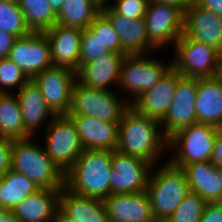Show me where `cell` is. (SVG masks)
I'll return each instance as SVG.
<instances>
[{
  "label": "cell",
  "mask_w": 222,
  "mask_h": 222,
  "mask_svg": "<svg viewBox=\"0 0 222 222\" xmlns=\"http://www.w3.org/2000/svg\"><path fill=\"white\" fill-rule=\"evenodd\" d=\"M116 150L158 166L156 163H159L161 155L164 156L169 150L168 139L162 132L160 121L139 114L130 106L119 122Z\"/></svg>",
  "instance_id": "6da1fadb"
},
{
  "label": "cell",
  "mask_w": 222,
  "mask_h": 222,
  "mask_svg": "<svg viewBox=\"0 0 222 222\" xmlns=\"http://www.w3.org/2000/svg\"><path fill=\"white\" fill-rule=\"evenodd\" d=\"M112 151L84 150L64 174V186L70 191L98 200L110 195Z\"/></svg>",
  "instance_id": "7a4b0ae2"
},
{
  "label": "cell",
  "mask_w": 222,
  "mask_h": 222,
  "mask_svg": "<svg viewBox=\"0 0 222 222\" xmlns=\"http://www.w3.org/2000/svg\"><path fill=\"white\" fill-rule=\"evenodd\" d=\"M33 139L13 140L11 169L25 175L41 189H62L64 173L47 155L44 146Z\"/></svg>",
  "instance_id": "3957f363"
},
{
  "label": "cell",
  "mask_w": 222,
  "mask_h": 222,
  "mask_svg": "<svg viewBox=\"0 0 222 222\" xmlns=\"http://www.w3.org/2000/svg\"><path fill=\"white\" fill-rule=\"evenodd\" d=\"M146 191L155 219L167 220L190 193L186 174L169 160L151 170Z\"/></svg>",
  "instance_id": "277c9868"
},
{
  "label": "cell",
  "mask_w": 222,
  "mask_h": 222,
  "mask_svg": "<svg viewBox=\"0 0 222 222\" xmlns=\"http://www.w3.org/2000/svg\"><path fill=\"white\" fill-rule=\"evenodd\" d=\"M120 93L99 90L75 83L70 110L67 115H86L107 122L119 123L131 106Z\"/></svg>",
  "instance_id": "5b68a950"
},
{
  "label": "cell",
  "mask_w": 222,
  "mask_h": 222,
  "mask_svg": "<svg viewBox=\"0 0 222 222\" xmlns=\"http://www.w3.org/2000/svg\"><path fill=\"white\" fill-rule=\"evenodd\" d=\"M217 129L196 123L178 131L168 140V149L174 151L168 160L180 168L189 163L211 161Z\"/></svg>",
  "instance_id": "8992f818"
},
{
  "label": "cell",
  "mask_w": 222,
  "mask_h": 222,
  "mask_svg": "<svg viewBox=\"0 0 222 222\" xmlns=\"http://www.w3.org/2000/svg\"><path fill=\"white\" fill-rule=\"evenodd\" d=\"M147 55H126L120 67L119 91L128 93L131 105L142 93L152 88L172 68V60L164 63ZM129 98L131 100H129ZM128 99V100H127Z\"/></svg>",
  "instance_id": "52a82bcc"
},
{
  "label": "cell",
  "mask_w": 222,
  "mask_h": 222,
  "mask_svg": "<svg viewBox=\"0 0 222 222\" xmlns=\"http://www.w3.org/2000/svg\"><path fill=\"white\" fill-rule=\"evenodd\" d=\"M172 67L184 77L212 78L218 74L222 54L215 48L186 37L184 34L174 46Z\"/></svg>",
  "instance_id": "ba28073f"
},
{
  "label": "cell",
  "mask_w": 222,
  "mask_h": 222,
  "mask_svg": "<svg viewBox=\"0 0 222 222\" xmlns=\"http://www.w3.org/2000/svg\"><path fill=\"white\" fill-rule=\"evenodd\" d=\"M45 151L64 174L85 150L68 115H55L45 128Z\"/></svg>",
  "instance_id": "9c48e42d"
},
{
  "label": "cell",
  "mask_w": 222,
  "mask_h": 222,
  "mask_svg": "<svg viewBox=\"0 0 222 222\" xmlns=\"http://www.w3.org/2000/svg\"><path fill=\"white\" fill-rule=\"evenodd\" d=\"M144 19L148 39L157 49L174 46L183 34L184 11L175 5L149 1Z\"/></svg>",
  "instance_id": "30bf717a"
},
{
  "label": "cell",
  "mask_w": 222,
  "mask_h": 222,
  "mask_svg": "<svg viewBox=\"0 0 222 222\" xmlns=\"http://www.w3.org/2000/svg\"><path fill=\"white\" fill-rule=\"evenodd\" d=\"M40 88L47 106L55 115H67L77 82L76 72L62 66H51L32 78Z\"/></svg>",
  "instance_id": "8fae6325"
},
{
  "label": "cell",
  "mask_w": 222,
  "mask_h": 222,
  "mask_svg": "<svg viewBox=\"0 0 222 222\" xmlns=\"http://www.w3.org/2000/svg\"><path fill=\"white\" fill-rule=\"evenodd\" d=\"M110 195L139 193L146 190L154 166L139 157L112 151Z\"/></svg>",
  "instance_id": "7c38bea8"
},
{
  "label": "cell",
  "mask_w": 222,
  "mask_h": 222,
  "mask_svg": "<svg viewBox=\"0 0 222 222\" xmlns=\"http://www.w3.org/2000/svg\"><path fill=\"white\" fill-rule=\"evenodd\" d=\"M196 90L197 78L182 75L178 78L173 101L160 121L162 132L168 140L178 131L197 123Z\"/></svg>",
  "instance_id": "4fadbf2b"
},
{
  "label": "cell",
  "mask_w": 222,
  "mask_h": 222,
  "mask_svg": "<svg viewBox=\"0 0 222 222\" xmlns=\"http://www.w3.org/2000/svg\"><path fill=\"white\" fill-rule=\"evenodd\" d=\"M8 57L32 79L36 74L53 66L50 42L44 33L31 32L17 38Z\"/></svg>",
  "instance_id": "5bb4252c"
},
{
  "label": "cell",
  "mask_w": 222,
  "mask_h": 222,
  "mask_svg": "<svg viewBox=\"0 0 222 222\" xmlns=\"http://www.w3.org/2000/svg\"><path fill=\"white\" fill-rule=\"evenodd\" d=\"M101 13L117 32L121 48L127 55H146V52L158 50L148 39L144 18L127 19L117 14L108 3L102 4Z\"/></svg>",
  "instance_id": "9a60e30c"
},
{
  "label": "cell",
  "mask_w": 222,
  "mask_h": 222,
  "mask_svg": "<svg viewBox=\"0 0 222 222\" xmlns=\"http://www.w3.org/2000/svg\"><path fill=\"white\" fill-rule=\"evenodd\" d=\"M183 34L222 54V17L195 3L184 11Z\"/></svg>",
  "instance_id": "2e32d148"
},
{
  "label": "cell",
  "mask_w": 222,
  "mask_h": 222,
  "mask_svg": "<svg viewBox=\"0 0 222 222\" xmlns=\"http://www.w3.org/2000/svg\"><path fill=\"white\" fill-rule=\"evenodd\" d=\"M109 222H152L155 220L147 191L111 194L103 200Z\"/></svg>",
  "instance_id": "e0dca14e"
},
{
  "label": "cell",
  "mask_w": 222,
  "mask_h": 222,
  "mask_svg": "<svg viewBox=\"0 0 222 222\" xmlns=\"http://www.w3.org/2000/svg\"><path fill=\"white\" fill-rule=\"evenodd\" d=\"M180 76L172 67L152 88L142 93L131 107L139 114L161 121L173 101Z\"/></svg>",
  "instance_id": "ac0fdd59"
},
{
  "label": "cell",
  "mask_w": 222,
  "mask_h": 222,
  "mask_svg": "<svg viewBox=\"0 0 222 222\" xmlns=\"http://www.w3.org/2000/svg\"><path fill=\"white\" fill-rule=\"evenodd\" d=\"M126 53L109 51L91 62L82 65L77 71V81L91 88L108 90L113 85L118 87L120 79V67Z\"/></svg>",
  "instance_id": "d6986e66"
},
{
  "label": "cell",
  "mask_w": 222,
  "mask_h": 222,
  "mask_svg": "<svg viewBox=\"0 0 222 222\" xmlns=\"http://www.w3.org/2000/svg\"><path fill=\"white\" fill-rule=\"evenodd\" d=\"M74 122L85 150H110L118 146L119 123L86 115H68Z\"/></svg>",
  "instance_id": "ffe728a7"
},
{
  "label": "cell",
  "mask_w": 222,
  "mask_h": 222,
  "mask_svg": "<svg viewBox=\"0 0 222 222\" xmlns=\"http://www.w3.org/2000/svg\"><path fill=\"white\" fill-rule=\"evenodd\" d=\"M20 105L24 131L35 137L38 130L43 125L46 128L55 114L47 106L40 88L30 79L17 92ZM47 121V122H46Z\"/></svg>",
  "instance_id": "44dd1931"
},
{
  "label": "cell",
  "mask_w": 222,
  "mask_h": 222,
  "mask_svg": "<svg viewBox=\"0 0 222 222\" xmlns=\"http://www.w3.org/2000/svg\"><path fill=\"white\" fill-rule=\"evenodd\" d=\"M43 33L50 42L53 66L67 67L76 72L79 69L82 30L55 24Z\"/></svg>",
  "instance_id": "7402d4cb"
},
{
  "label": "cell",
  "mask_w": 222,
  "mask_h": 222,
  "mask_svg": "<svg viewBox=\"0 0 222 222\" xmlns=\"http://www.w3.org/2000/svg\"><path fill=\"white\" fill-rule=\"evenodd\" d=\"M195 112L197 123L222 128V81L217 76L197 78Z\"/></svg>",
  "instance_id": "603a6c76"
},
{
  "label": "cell",
  "mask_w": 222,
  "mask_h": 222,
  "mask_svg": "<svg viewBox=\"0 0 222 222\" xmlns=\"http://www.w3.org/2000/svg\"><path fill=\"white\" fill-rule=\"evenodd\" d=\"M61 189H40L27 196L12 211L21 222H53Z\"/></svg>",
  "instance_id": "cb8c5ba5"
},
{
  "label": "cell",
  "mask_w": 222,
  "mask_h": 222,
  "mask_svg": "<svg viewBox=\"0 0 222 222\" xmlns=\"http://www.w3.org/2000/svg\"><path fill=\"white\" fill-rule=\"evenodd\" d=\"M190 192L199 194L207 203H222V184L217 175V166L211 161L186 164Z\"/></svg>",
  "instance_id": "d4e9b609"
},
{
  "label": "cell",
  "mask_w": 222,
  "mask_h": 222,
  "mask_svg": "<svg viewBox=\"0 0 222 222\" xmlns=\"http://www.w3.org/2000/svg\"><path fill=\"white\" fill-rule=\"evenodd\" d=\"M59 208L79 222H109L102 200L78 195L65 186L60 192Z\"/></svg>",
  "instance_id": "484cf974"
},
{
  "label": "cell",
  "mask_w": 222,
  "mask_h": 222,
  "mask_svg": "<svg viewBox=\"0 0 222 222\" xmlns=\"http://www.w3.org/2000/svg\"><path fill=\"white\" fill-rule=\"evenodd\" d=\"M102 0H64L56 15V24L79 28H88L101 13Z\"/></svg>",
  "instance_id": "4316f807"
},
{
  "label": "cell",
  "mask_w": 222,
  "mask_h": 222,
  "mask_svg": "<svg viewBox=\"0 0 222 222\" xmlns=\"http://www.w3.org/2000/svg\"><path fill=\"white\" fill-rule=\"evenodd\" d=\"M41 188L12 169L0 177V208L13 210L27 196Z\"/></svg>",
  "instance_id": "83f0119b"
},
{
  "label": "cell",
  "mask_w": 222,
  "mask_h": 222,
  "mask_svg": "<svg viewBox=\"0 0 222 222\" xmlns=\"http://www.w3.org/2000/svg\"><path fill=\"white\" fill-rule=\"evenodd\" d=\"M0 137L11 140L30 137L24 131L22 113L15 92H0Z\"/></svg>",
  "instance_id": "f1b7e54d"
},
{
  "label": "cell",
  "mask_w": 222,
  "mask_h": 222,
  "mask_svg": "<svg viewBox=\"0 0 222 222\" xmlns=\"http://www.w3.org/2000/svg\"><path fill=\"white\" fill-rule=\"evenodd\" d=\"M27 27L31 32L43 33L56 24V13L48 0H18Z\"/></svg>",
  "instance_id": "f546056e"
},
{
  "label": "cell",
  "mask_w": 222,
  "mask_h": 222,
  "mask_svg": "<svg viewBox=\"0 0 222 222\" xmlns=\"http://www.w3.org/2000/svg\"><path fill=\"white\" fill-rule=\"evenodd\" d=\"M0 30L11 33L17 38L31 33L18 2L0 0Z\"/></svg>",
  "instance_id": "4dcf8cb0"
},
{
  "label": "cell",
  "mask_w": 222,
  "mask_h": 222,
  "mask_svg": "<svg viewBox=\"0 0 222 222\" xmlns=\"http://www.w3.org/2000/svg\"><path fill=\"white\" fill-rule=\"evenodd\" d=\"M208 203L199 195L190 192L167 219L168 222H200Z\"/></svg>",
  "instance_id": "1f68e13d"
},
{
  "label": "cell",
  "mask_w": 222,
  "mask_h": 222,
  "mask_svg": "<svg viewBox=\"0 0 222 222\" xmlns=\"http://www.w3.org/2000/svg\"><path fill=\"white\" fill-rule=\"evenodd\" d=\"M29 80L9 57L0 58V92L16 93Z\"/></svg>",
  "instance_id": "d6a6232c"
},
{
  "label": "cell",
  "mask_w": 222,
  "mask_h": 222,
  "mask_svg": "<svg viewBox=\"0 0 222 222\" xmlns=\"http://www.w3.org/2000/svg\"><path fill=\"white\" fill-rule=\"evenodd\" d=\"M93 34L98 37L108 51L125 53L121 48V43L117 32L113 29L110 21L100 13L88 27Z\"/></svg>",
  "instance_id": "836d02e7"
},
{
  "label": "cell",
  "mask_w": 222,
  "mask_h": 222,
  "mask_svg": "<svg viewBox=\"0 0 222 222\" xmlns=\"http://www.w3.org/2000/svg\"><path fill=\"white\" fill-rule=\"evenodd\" d=\"M109 52L89 28L82 30L80 41L79 68Z\"/></svg>",
  "instance_id": "e575fe53"
},
{
  "label": "cell",
  "mask_w": 222,
  "mask_h": 222,
  "mask_svg": "<svg viewBox=\"0 0 222 222\" xmlns=\"http://www.w3.org/2000/svg\"><path fill=\"white\" fill-rule=\"evenodd\" d=\"M107 3L117 14L131 20L144 18L149 0H114L112 4L110 1Z\"/></svg>",
  "instance_id": "d590c367"
},
{
  "label": "cell",
  "mask_w": 222,
  "mask_h": 222,
  "mask_svg": "<svg viewBox=\"0 0 222 222\" xmlns=\"http://www.w3.org/2000/svg\"><path fill=\"white\" fill-rule=\"evenodd\" d=\"M13 140L0 137V177L11 169Z\"/></svg>",
  "instance_id": "8d00e7d4"
},
{
  "label": "cell",
  "mask_w": 222,
  "mask_h": 222,
  "mask_svg": "<svg viewBox=\"0 0 222 222\" xmlns=\"http://www.w3.org/2000/svg\"><path fill=\"white\" fill-rule=\"evenodd\" d=\"M200 222H222V203H208Z\"/></svg>",
  "instance_id": "74e56055"
},
{
  "label": "cell",
  "mask_w": 222,
  "mask_h": 222,
  "mask_svg": "<svg viewBox=\"0 0 222 222\" xmlns=\"http://www.w3.org/2000/svg\"><path fill=\"white\" fill-rule=\"evenodd\" d=\"M16 39L13 34L0 30V58L8 57Z\"/></svg>",
  "instance_id": "f35d334b"
},
{
  "label": "cell",
  "mask_w": 222,
  "mask_h": 222,
  "mask_svg": "<svg viewBox=\"0 0 222 222\" xmlns=\"http://www.w3.org/2000/svg\"><path fill=\"white\" fill-rule=\"evenodd\" d=\"M211 162L215 166H222V128H218L216 132Z\"/></svg>",
  "instance_id": "ab89813d"
},
{
  "label": "cell",
  "mask_w": 222,
  "mask_h": 222,
  "mask_svg": "<svg viewBox=\"0 0 222 222\" xmlns=\"http://www.w3.org/2000/svg\"><path fill=\"white\" fill-rule=\"evenodd\" d=\"M194 3L222 17V0H194Z\"/></svg>",
  "instance_id": "60d3db41"
},
{
  "label": "cell",
  "mask_w": 222,
  "mask_h": 222,
  "mask_svg": "<svg viewBox=\"0 0 222 222\" xmlns=\"http://www.w3.org/2000/svg\"><path fill=\"white\" fill-rule=\"evenodd\" d=\"M149 1L175 5L180 9H182L183 11H185L189 6H191L194 3V0H149Z\"/></svg>",
  "instance_id": "b9f144b4"
},
{
  "label": "cell",
  "mask_w": 222,
  "mask_h": 222,
  "mask_svg": "<svg viewBox=\"0 0 222 222\" xmlns=\"http://www.w3.org/2000/svg\"><path fill=\"white\" fill-rule=\"evenodd\" d=\"M0 222H21V220L12 210L0 208Z\"/></svg>",
  "instance_id": "7bdbcfd3"
},
{
  "label": "cell",
  "mask_w": 222,
  "mask_h": 222,
  "mask_svg": "<svg viewBox=\"0 0 222 222\" xmlns=\"http://www.w3.org/2000/svg\"><path fill=\"white\" fill-rule=\"evenodd\" d=\"M53 222H79L75 218L67 216L60 208H58Z\"/></svg>",
  "instance_id": "ee69618b"
},
{
  "label": "cell",
  "mask_w": 222,
  "mask_h": 222,
  "mask_svg": "<svg viewBox=\"0 0 222 222\" xmlns=\"http://www.w3.org/2000/svg\"><path fill=\"white\" fill-rule=\"evenodd\" d=\"M53 11L57 14L64 3V0H48Z\"/></svg>",
  "instance_id": "f6af8a7d"
},
{
  "label": "cell",
  "mask_w": 222,
  "mask_h": 222,
  "mask_svg": "<svg viewBox=\"0 0 222 222\" xmlns=\"http://www.w3.org/2000/svg\"><path fill=\"white\" fill-rule=\"evenodd\" d=\"M217 175L222 184V166H217Z\"/></svg>",
  "instance_id": "bcb514c9"
},
{
  "label": "cell",
  "mask_w": 222,
  "mask_h": 222,
  "mask_svg": "<svg viewBox=\"0 0 222 222\" xmlns=\"http://www.w3.org/2000/svg\"><path fill=\"white\" fill-rule=\"evenodd\" d=\"M217 77L222 81V59L220 61V66H219V69H218Z\"/></svg>",
  "instance_id": "7dc6e473"
},
{
  "label": "cell",
  "mask_w": 222,
  "mask_h": 222,
  "mask_svg": "<svg viewBox=\"0 0 222 222\" xmlns=\"http://www.w3.org/2000/svg\"><path fill=\"white\" fill-rule=\"evenodd\" d=\"M152 222H168L167 220H161V219H155L154 221Z\"/></svg>",
  "instance_id": "c3c4849f"
},
{
  "label": "cell",
  "mask_w": 222,
  "mask_h": 222,
  "mask_svg": "<svg viewBox=\"0 0 222 222\" xmlns=\"http://www.w3.org/2000/svg\"><path fill=\"white\" fill-rule=\"evenodd\" d=\"M109 0H102L103 3H107Z\"/></svg>",
  "instance_id": "681fc988"
}]
</instances>
